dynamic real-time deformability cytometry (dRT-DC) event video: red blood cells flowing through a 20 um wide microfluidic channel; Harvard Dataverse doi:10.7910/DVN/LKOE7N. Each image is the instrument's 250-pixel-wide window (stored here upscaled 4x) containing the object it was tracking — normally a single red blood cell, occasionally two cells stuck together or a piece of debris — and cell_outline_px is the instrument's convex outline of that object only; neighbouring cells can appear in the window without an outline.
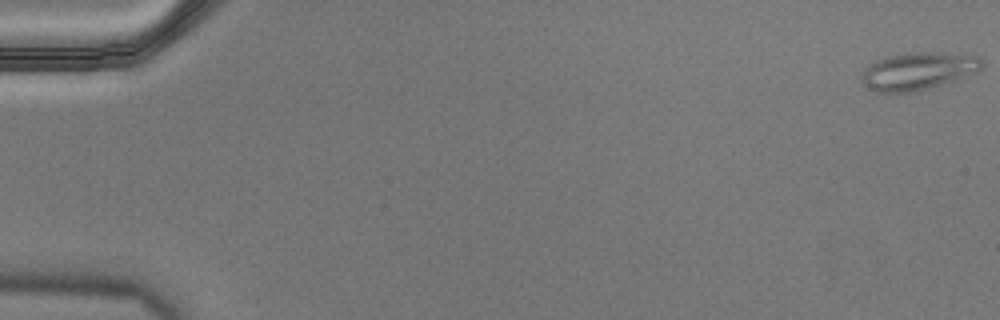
{"species": "Egyptian fruit bat (a non-hibernating species)", "species_latin": "Rousettus aegyptiacus", "temperature_condition": "cold", "stored_images_in_passage": 51, "camera_frame_rate_fps": 3000, "um_per_image_px": 0.085, "animal": {"sex": "male"}, "frame": {"image": 1, "passage_image": 1, "time_ms": 0.0, "image_size_px": [1000, 320], "cell_outline_px": [[984, 64], [980, 68], [952, 80], [924, 88], [908, 92], [876, 92], [864, 80], [860, 72], [864, 68], [876, 60], [884, 56], [916, 52], [940, 52], [976, 56]], "centroid_in_image_um": [77.97, 6.0], "position_along_channel_um": 7.0, "area_um2": 25.26}}
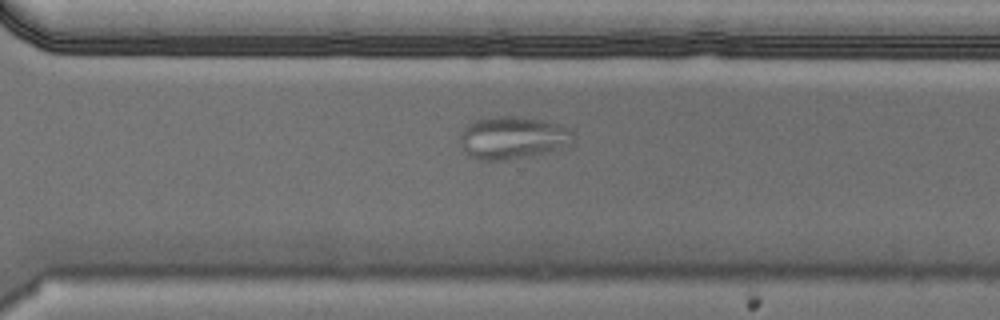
{"frame": {"image": 2, "passage_image": 41, "time_ms": 13.333, "image_size_px": [1000, 320], "cell_outline_px": [[576, 136], [572, 144], [556, 152], [508, 160], [480, 160], [468, 156], [460, 144], [460, 136], [464, 128], [468, 124], [476, 120], [488, 116], [524, 116], [560, 124], [568, 128]], "centroid_in_image_um": [43.64, 11.72], "position_along_channel_um": 327.0, "area_um2": 28.96}}
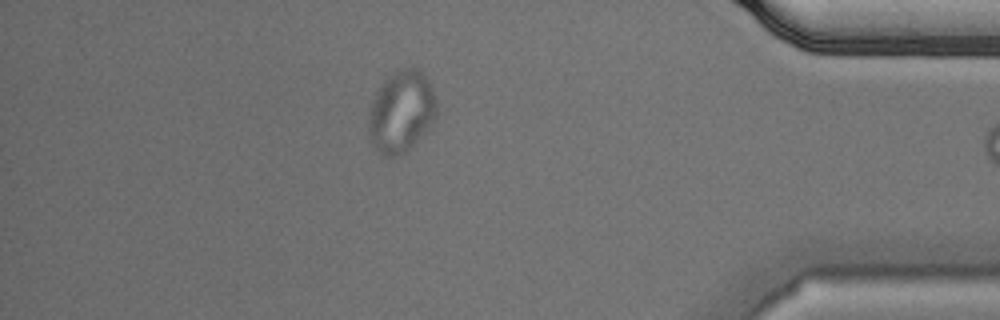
{"frame": {"image": 3, "passage_image": 50, "time_ms": 16.333, "image_size_px": [1000, 320], "cell_outline_px": [[436, 116], [432, 124], [400, 156], [384, 156], [372, 148], [368, 132], [368, 116], [372, 100], [380, 84], [388, 76], [404, 64], [416, 68], [428, 80], [432, 88], [436, 100]], "centroid_in_image_um": [34.07, 9.46], "position_along_channel_um": 401.1, "area_um2": 32.66}}